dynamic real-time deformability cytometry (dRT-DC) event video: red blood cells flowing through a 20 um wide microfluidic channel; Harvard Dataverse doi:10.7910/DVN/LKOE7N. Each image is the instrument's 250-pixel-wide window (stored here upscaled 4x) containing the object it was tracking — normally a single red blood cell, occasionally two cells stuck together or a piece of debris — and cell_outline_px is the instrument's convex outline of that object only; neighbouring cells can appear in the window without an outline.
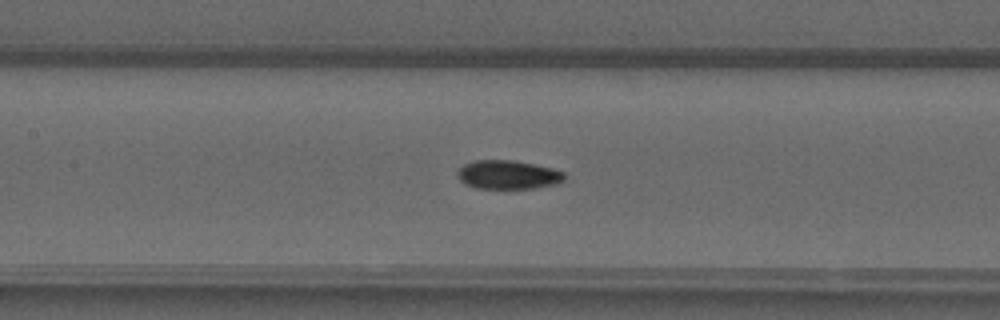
{"species": "common noctule bat (a hibernating species)", "species_latin": "Nyctalus noctula", "temperature_condition": "warm", "stored_images_in_passage": 37, "camera_frame_rate_fps": 3000, "um_per_image_px": 0.085, "animal": {"sex": "male", "forearm_length_mm": 52.5}, "frame": {"image": 1, "passage_image": 10, "time_ms": 3.0, "image_size_px": [1000, 320], "cell_outline_px": [[564, 180], [556, 184], [536, 188], [476, 188], [464, 184], [460, 180], [456, 172], [464, 164], [476, 160], [512, 160], [552, 168], [564, 172]], "centroid_in_image_um": [43.16, 14.85], "position_along_channel_um": 164.2, "area_um2": 17.86}}
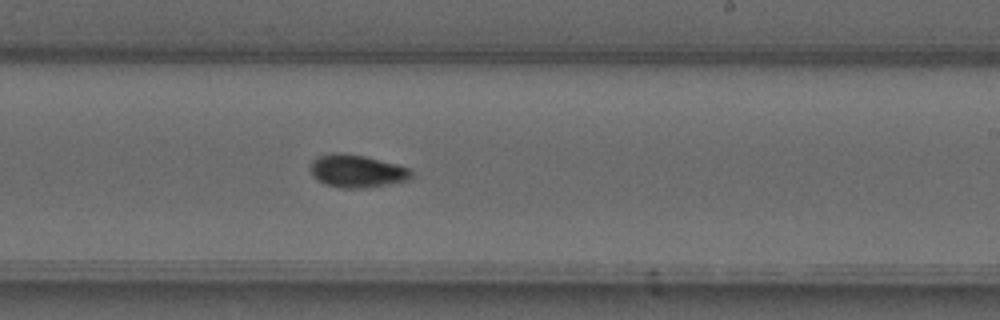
{"frame": {"image": 2, "passage_image": 17, "time_ms": 5.333, "image_size_px": [1000, 320], "cell_outline_px": [[412, 176], [408, 180], [388, 184], [360, 188], [340, 188], [324, 184], [312, 176], [308, 164], [312, 160], [320, 156], [332, 152], [340, 152], [364, 156], [396, 164], [408, 168], [412, 172]], "centroid_in_image_um": [30.27, 14.54], "position_along_channel_um": 258.7, "area_um2": 19.31}}
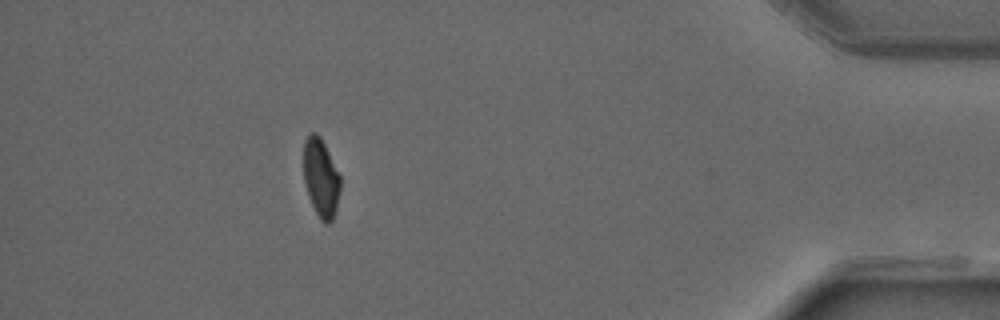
{"frame": {"image": 3, "passage_image": 32, "time_ms": 10.333, "image_size_px": [1000, 320], "cell_outline_px": [[340, 188], [336, 208], [332, 220], [328, 224], [324, 224], [320, 220], [308, 196], [304, 180], [304, 140], [312, 132], [316, 132], [320, 136], [340, 176]], "centroid_in_image_um": [27.27, 15.13], "position_along_channel_um": 407.9, "area_um2": 16.59}, "authors_computed_cell_mechanics": {"area_um2": 18.0914, "velocity_mm_per_s": 4.0777, "shape_relaxation_time_tau1_ms": 6.9386, "shape_relaxation_time_tau2_ms": 3.8167, "deformation_change_tau1": 0.1995, "deformation_change_tau2": 0.059}}